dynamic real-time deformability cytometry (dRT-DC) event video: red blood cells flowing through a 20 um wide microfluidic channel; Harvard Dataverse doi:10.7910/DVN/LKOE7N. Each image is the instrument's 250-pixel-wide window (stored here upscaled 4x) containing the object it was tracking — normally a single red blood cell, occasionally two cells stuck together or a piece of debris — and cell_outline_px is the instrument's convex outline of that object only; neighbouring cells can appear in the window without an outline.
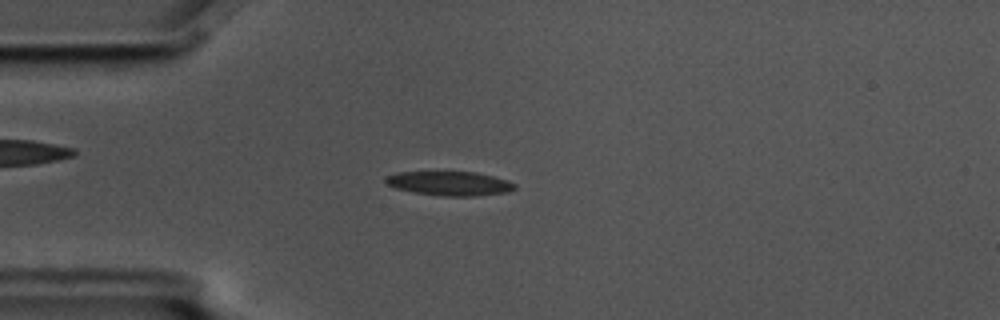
{"species": "common noctule bat (a hibernating species)", "species_latin": "Nyctalus noctula", "temperature_condition": "cold", "stored_images_in_passage": 56, "camera_frame_rate_fps": 3000, "um_per_image_px": 0.085, "animal": {"sex": "male", "body_mass_g": 17.5, "forearm_length_mm": 52.3}, "frame": {"image": 1, "passage_image": 14, "time_ms": 4.333, "image_size_px": [1000, 320], "cell_outline_px": [[516, 188], [508, 192], [476, 196], [444, 196], [412, 192], [396, 188], [388, 184], [384, 180], [388, 176], [396, 172], [476, 172], [508, 180], [516, 184]], "centroid_in_image_um": [38.25, 15.59], "position_along_channel_um": 46.8, "area_um2": 18.15}}
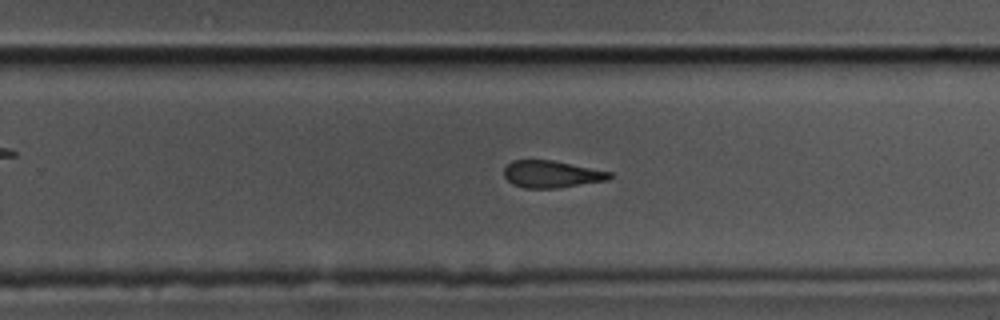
{"frame": {"image": 2, "passage_image": 35, "time_ms": 11.333, "image_size_px": [1000, 320], "cell_outline_px": [[612, 176], [608, 180], [560, 188], [524, 188], [512, 184], [504, 176], [504, 168], [512, 160], [552, 160], [612, 172]], "centroid_in_image_um": [46.88, 14.81], "position_along_channel_um": 282.9, "area_um2": 16.7}}
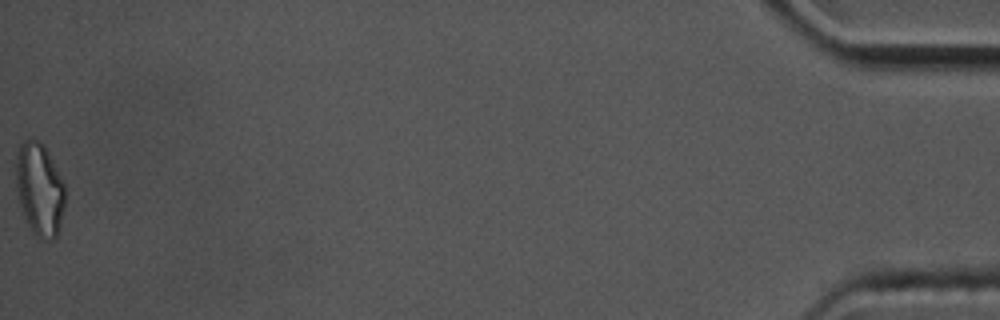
{"frame": {"image": 3, "passage_image": 56, "time_ms": 18.333, "image_size_px": [1000, 320], "cell_outline_px": [[64, 208], [60, 224], [56, 236], [52, 240], [48, 240], [36, 236], [32, 232], [24, 216], [20, 204], [16, 188], [16, 156], [20, 144], [24, 140], [32, 136], [40, 140], [44, 144], [64, 184]], "centroid_in_image_um": [3.34, 16.04], "position_along_channel_um": 431.9, "area_um2": 26.59}, "authors_computed_cell_mechanics": {"area_um2": 18.1203, "velocity_mm_per_s": 3.5778, "shape_relaxation_time_tau1_ms": 3.6942, "shape_relaxation_time_tau2_ms": 3.9313, "deformation_change_tau1": 0.1577, "deformation_change_tau2": 0.1105}}